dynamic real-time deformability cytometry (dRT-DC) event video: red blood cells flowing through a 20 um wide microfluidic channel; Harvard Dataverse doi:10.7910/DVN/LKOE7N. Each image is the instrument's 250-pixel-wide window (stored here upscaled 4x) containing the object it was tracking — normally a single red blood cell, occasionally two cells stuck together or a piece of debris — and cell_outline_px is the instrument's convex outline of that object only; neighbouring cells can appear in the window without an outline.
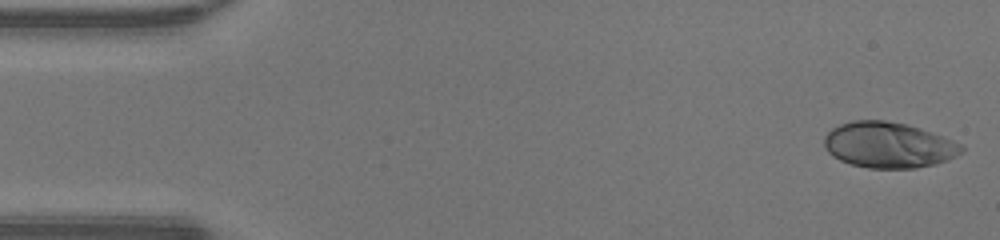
{"species": "human", "species_latin": "Homo sapiens", "temperature_condition": "warm", "stored_images_in_passage": 47, "camera_frame_rate_fps": 3000, "um_per_image_px": 0.085, "donor": {"sex": "male"}, "frame": {"image": 1, "passage_image": 1, "time_ms": 0.0, "image_size_px": [1000, 240], "cell_outline_px": [[964, 152], [948, 160], [936, 164], [916, 168], [868, 168], [852, 164], [840, 160], [832, 156], [828, 152], [824, 144], [824, 136], [832, 128], [840, 124], [852, 120], [884, 120], [908, 124], [932, 132], [952, 140], [960, 144], [964, 148]], "centroid_in_image_um": [75.53, 12.32], "position_along_channel_um": 9.5, "area_um2": 36.76}}
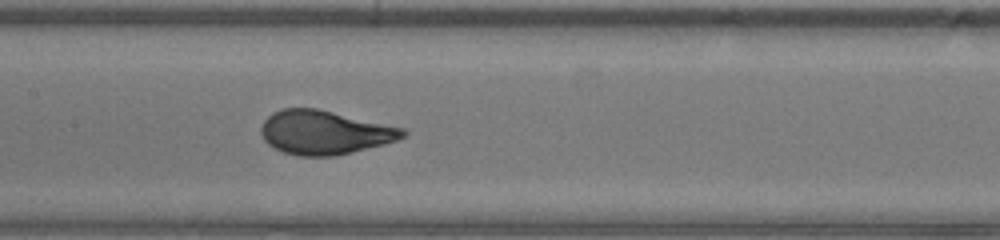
{"frame": {"image": 2, "passage_image": 22, "time_ms": 7.0, "image_size_px": [1000, 240], "cell_outline_px": [[408, 132], [404, 136], [396, 140], [384, 144], [336, 156], [296, 156], [284, 152], [268, 144], [264, 140], [260, 132], [260, 128], [264, 120], [272, 112], [280, 108], [316, 108], [408, 128]], "centroid_in_image_um": [27.6, 11.25], "position_along_channel_um": 179.8, "area_um2": 36.59}}
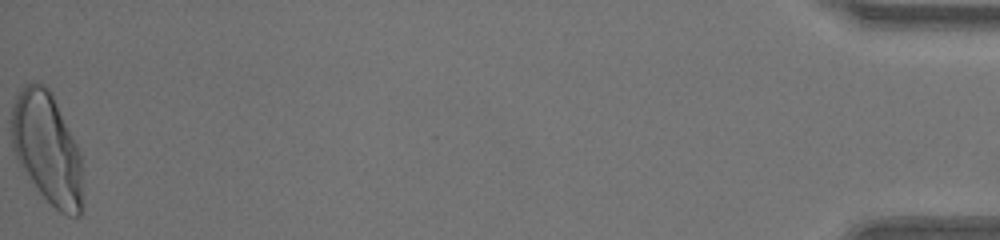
{"frame": {"image": 3, "passage_image": 47, "time_ms": 15.333, "image_size_px": [1000, 240], "cell_outline_px": [[80, 216], [68, 216], [60, 212], [40, 192], [24, 172], [12, 148], [12, 104], [20, 88], [24, 84], [32, 80], [36, 80], [44, 84], [52, 92], [80, 152]], "centroid_in_image_um": [3.96, 12.51], "position_along_channel_um": 431.2, "area_um2": 45.6}, "authors_computed_cell_mechanics": {"area_um2": 35.9516, "velocity_mm_per_s": 4.3466, "shape_relaxation_time_tau1_ms": 4.3511, "shape_relaxation_time_tau2_ms": null, "deformation_change_tau1": 0.2388, "deformation_change_tau2": null}}